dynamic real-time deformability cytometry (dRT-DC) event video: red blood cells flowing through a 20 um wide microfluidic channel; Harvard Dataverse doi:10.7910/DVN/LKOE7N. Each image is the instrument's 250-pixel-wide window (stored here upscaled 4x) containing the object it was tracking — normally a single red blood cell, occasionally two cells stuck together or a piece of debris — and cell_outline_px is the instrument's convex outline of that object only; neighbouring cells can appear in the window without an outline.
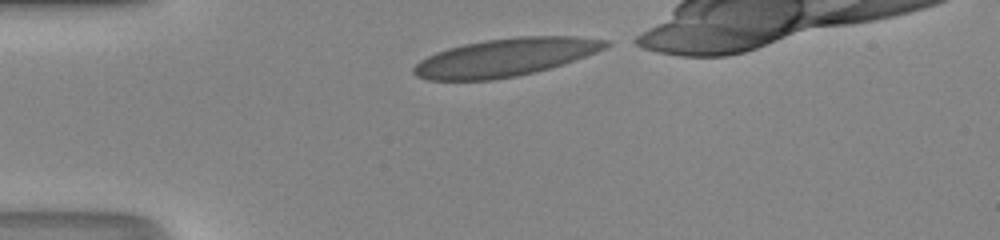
{"species": "human", "species_latin": "Homo sapiens", "temperature_condition": "room temperature", "stored_images_in_passage": 28, "camera_frame_rate_fps": 3000, "um_per_image_px": 0.085, "donor": {"sex": "male"}, "frame": {"image": 1, "passage_image": 1, "time_ms": 0.0, "image_size_px": [1000, 240], "cell_outline_px": [[612, 44], [596, 52], [548, 68], [516, 76], [492, 80], [428, 80], [416, 76], [412, 72], [412, 68], [420, 60], [436, 52], [448, 48], [464, 44], [484, 40], [516, 36], [572, 36], [608, 40]], "centroid_in_image_um": [42.9, 4.87], "position_along_channel_um": 42.1, "area_um2": 42.08}}
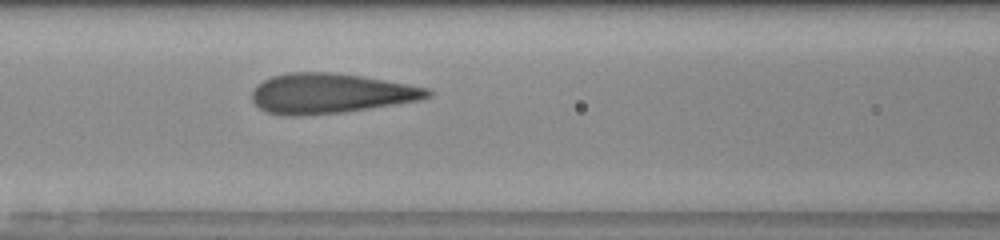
{"frame": {"image": 2, "passage_image": 10, "time_ms": 3.0, "image_size_px": [1000, 240], "cell_outline_px": [[432, 96], [420, 100], [344, 112], [300, 116], [280, 116], [268, 112], [260, 108], [252, 100], [252, 92], [256, 84], [272, 76], [288, 72], [328, 72], [360, 76], [384, 80], [428, 88], [432, 92]], "centroid_in_image_um": [28.05, 7.95], "position_along_channel_um": 138.6, "area_um2": 40.86}}
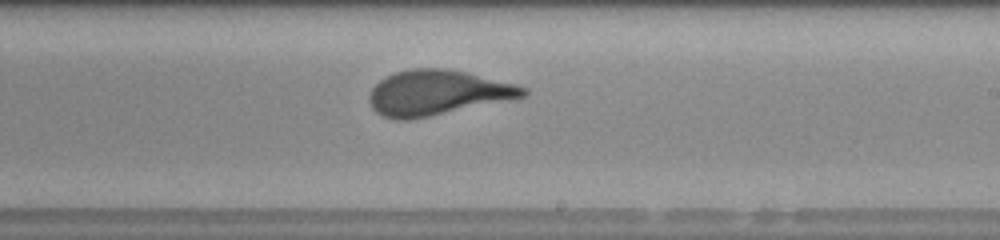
{"frame": {"image": 3, "passage_image": 18, "time_ms": 5.667, "image_size_px": [1000, 240], "cell_outline_px": [[528, 96], [408, 120], [396, 120], [384, 116], [376, 112], [372, 108], [368, 100], [368, 96], [372, 88], [380, 80], [396, 72], [412, 68], [444, 68], [464, 72], [516, 84], [528, 88]], "centroid_in_image_um": [37.16, 7.88], "position_along_channel_um": 251.8, "area_um2": 40.06}, "authors_computed_cell_mechanics": {"area_um2": 40.5756, "velocity_mm_per_s": 4.2766, "shape_relaxation_time_tau1_ms": 4.4697, "shape_relaxation_time_tau2_ms": null, "deformation_change_tau1": 0.2023, "deformation_change_tau2": null}}